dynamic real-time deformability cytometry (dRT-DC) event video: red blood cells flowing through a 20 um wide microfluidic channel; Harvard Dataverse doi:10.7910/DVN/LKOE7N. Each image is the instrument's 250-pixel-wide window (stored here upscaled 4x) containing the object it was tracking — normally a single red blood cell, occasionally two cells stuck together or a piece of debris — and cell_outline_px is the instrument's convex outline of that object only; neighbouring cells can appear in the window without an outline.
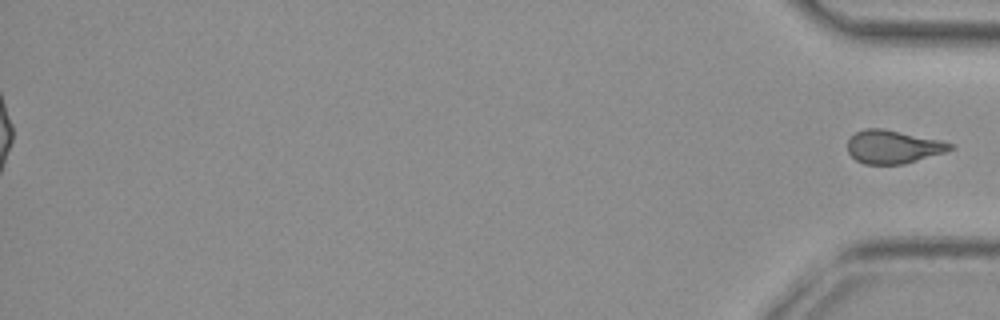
{"species": "common noctule bat (a hibernating species)", "species_latin": "Nyctalus noctula", "temperature_condition": "cold", "stored_images_in_passage": 40, "segment_of_instrument_passage": [2, 2], "camera_frame_rate_fps": 3000, "um_per_image_px": 0.085, "animal": {"sex": "female", "body_mass_g": 29.2, "forearm_length_mm": 56.3}, "frame": {"image": 1, "passage_image": 40, "time_ms": 13.0, "image_size_px": [1000, 320], "cell_outline_px": [[956, 148], [944, 152], [904, 164], [864, 164], [856, 160], [848, 152], [848, 140], [856, 132], [864, 128], [880, 128], [940, 140], [956, 144]], "centroid_in_image_um": [75.92, 12.48], "position_along_channel_um": 359.3, "area_um2": 19.77}}